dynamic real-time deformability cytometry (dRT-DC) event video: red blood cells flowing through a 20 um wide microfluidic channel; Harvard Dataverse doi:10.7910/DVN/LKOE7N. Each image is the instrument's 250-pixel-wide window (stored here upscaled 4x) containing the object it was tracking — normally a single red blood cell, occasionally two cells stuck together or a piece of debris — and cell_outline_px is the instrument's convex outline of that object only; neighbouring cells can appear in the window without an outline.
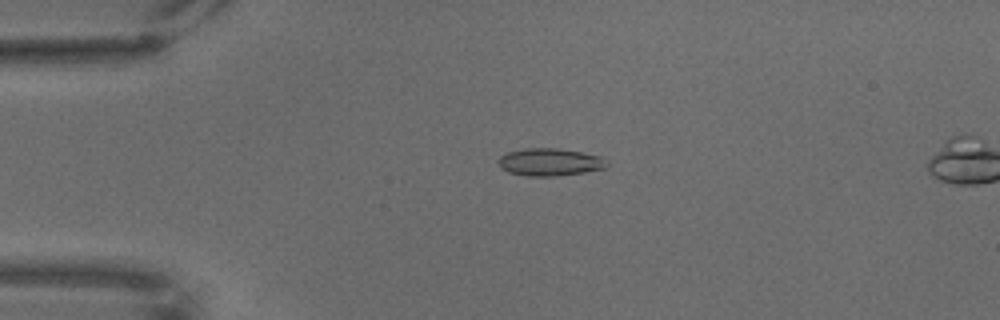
{"species": "common noctule bat (a hibernating species)", "species_latin": "Nyctalus noctula", "temperature_condition": "warm", "stored_images_in_passage": 55, "camera_frame_rate_fps": 3000, "um_per_image_px": 0.085, "animal": {"sex": "male", "body_mass_g": 18.8}, "frame": {"image": 1, "passage_image": 2, "time_ms": 0.333, "image_size_px": [1000, 320], "cell_outline_px": [[608, 164], [604, 168], [584, 172], [556, 176], [524, 176], [508, 172], [500, 168], [500, 156], [508, 152], [524, 148], [556, 148], [580, 152], [600, 156]], "centroid_in_image_um": [46.7, 13.78], "position_along_channel_um": 38.3, "area_um2": 17.22}}
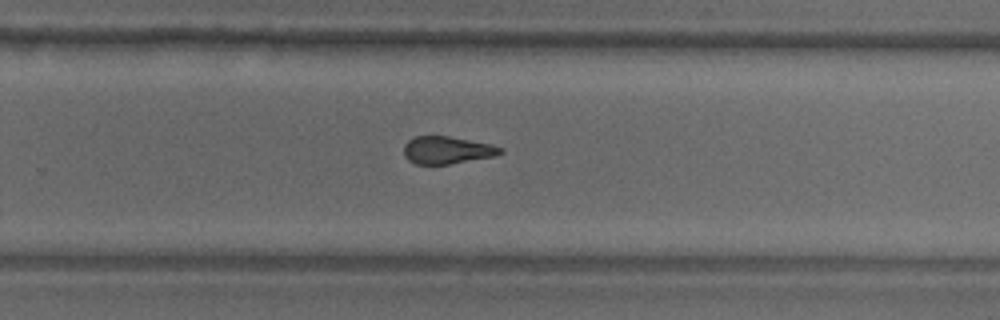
{"frame": {"image": 2, "passage_image": 31, "time_ms": 10.0, "image_size_px": [1000, 320], "cell_outline_px": [[504, 152], [496, 156], [448, 164], [416, 164], [408, 160], [404, 156], [404, 144], [408, 140], [416, 136], [448, 136], [492, 144], [504, 148]], "centroid_in_image_um": [38.02, 12.76], "position_along_channel_um": 291.8, "area_um2": 15.55}}
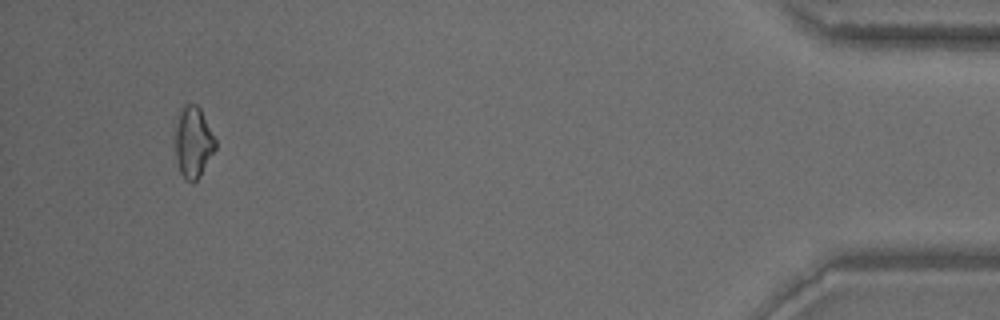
{"frame": {"image": 3, "passage_image": 51, "time_ms": 16.667, "image_size_px": [1000, 320], "cell_outline_px": [[216, 148], [200, 176], [192, 184], [180, 172], [176, 160], [176, 116], [180, 108], [184, 104], [196, 104], [200, 108], [216, 140]], "centroid_in_image_um": [16.42, 12.06], "position_along_channel_um": 418.8, "area_um2": 16.65}}